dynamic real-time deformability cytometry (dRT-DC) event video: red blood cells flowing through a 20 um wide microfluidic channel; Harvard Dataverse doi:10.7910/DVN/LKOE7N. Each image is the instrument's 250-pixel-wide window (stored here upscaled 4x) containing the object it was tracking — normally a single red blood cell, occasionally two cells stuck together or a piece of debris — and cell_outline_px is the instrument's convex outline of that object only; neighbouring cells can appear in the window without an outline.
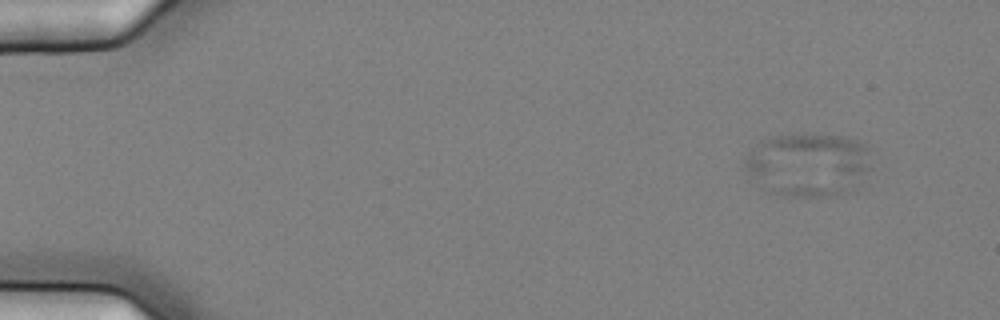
{"species": "common noctule bat (a hibernating species)", "species_latin": "Nyctalus noctula", "temperature_condition": "cold", "stored_images_in_passage": 53, "camera_frame_rate_fps": 3000, "um_per_image_px": 0.085, "animal": {"sex": "female", "body_mass_g": 25.1}, "frame": {"image": 1, "passage_image": 1, "time_ms": 0.0, "image_size_px": [1000, 320], "cell_outline_px": [[872, 168], [856, 192], [820, 196], [780, 196], [768, 192], [740, 168], [744, 160], [756, 144], [772, 136], [844, 136], [856, 140], [864, 144], [868, 148], [872, 164]], "centroid_in_image_um": [68.73, 14.04], "position_along_channel_um": 16.3, "area_um2": 47.4}}
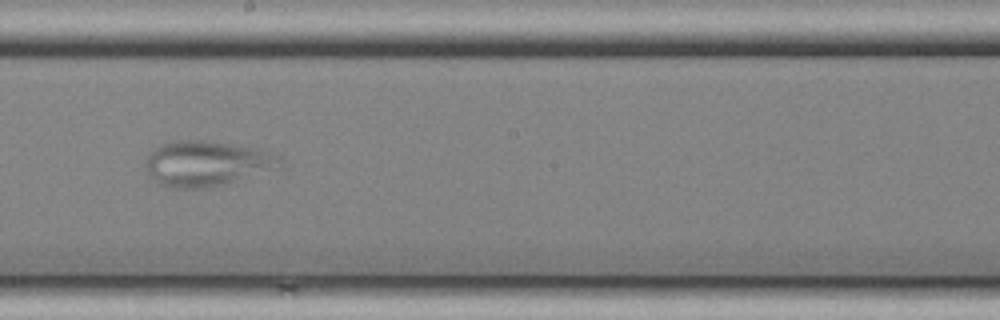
{"frame": {"image": 2, "passage_image": 29, "time_ms": 9.333, "image_size_px": [1000, 320], "cell_outline_px": [[284, 168], [204, 188], [172, 188], [160, 184], [148, 172], [148, 152], [160, 144], [180, 140], [204, 140], [232, 144], [256, 148], [280, 156], [284, 160]], "centroid_in_image_um": [17.65, 13.88], "position_along_channel_um": 230.6, "area_um2": 35.32}}
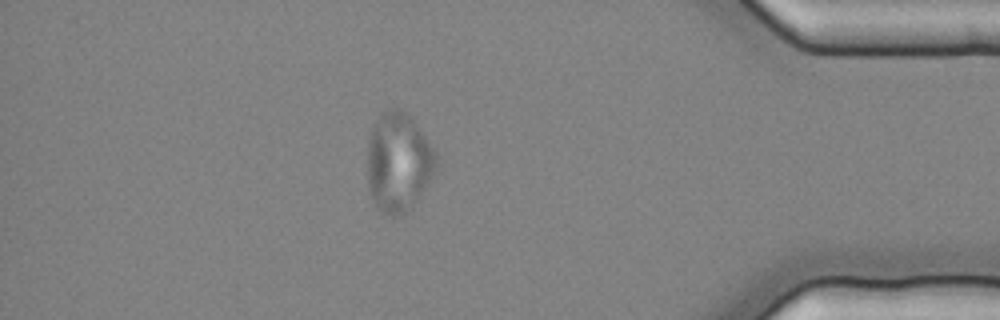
{"frame": {"image": 3, "passage_image": 46, "time_ms": 15.0, "image_size_px": [1000, 320], "cell_outline_px": [[440, 160], [428, 184], [412, 204], [400, 216], [384, 216], [372, 204], [368, 188], [368, 140], [372, 124], [384, 112], [392, 108], [400, 108], [412, 116], [440, 156]], "centroid_in_image_um": [33.87, 13.78], "position_along_channel_um": 401.3, "area_um2": 40.52}}